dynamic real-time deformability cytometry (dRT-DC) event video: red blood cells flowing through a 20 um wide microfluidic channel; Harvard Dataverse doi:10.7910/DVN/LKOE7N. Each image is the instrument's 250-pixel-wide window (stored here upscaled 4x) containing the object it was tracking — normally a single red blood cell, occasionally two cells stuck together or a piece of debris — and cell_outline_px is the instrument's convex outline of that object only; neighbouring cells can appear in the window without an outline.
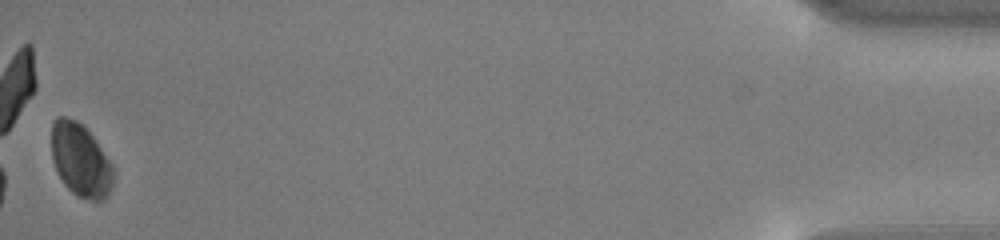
{"species": "common noctule bat (a hibernating species)", "species_latin": "Nyctalus noctula", "temperature_condition": "cold", "stored_images_in_passage": 40, "camera_frame_rate_fps": 3000, "um_per_image_px": 0.085, "animal": {"sex": "male", "body_mass_g": 13.0, "forearm_length_mm": 53.1}, "frame": {"image": 1, "passage_image": 40, "time_ms": 13.0, "image_size_px": [1000, 240], "cell_outline_px": [[112, 188], [108, 196], [104, 200], [92, 200], [76, 196], [64, 184], [56, 172], [52, 160], [52, 124], [60, 116], [64, 116], [76, 120], [92, 136], [112, 164]], "centroid_in_image_um": [6.83, 13.65], "position_along_channel_um": 428.4, "area_um2": 26.07}}